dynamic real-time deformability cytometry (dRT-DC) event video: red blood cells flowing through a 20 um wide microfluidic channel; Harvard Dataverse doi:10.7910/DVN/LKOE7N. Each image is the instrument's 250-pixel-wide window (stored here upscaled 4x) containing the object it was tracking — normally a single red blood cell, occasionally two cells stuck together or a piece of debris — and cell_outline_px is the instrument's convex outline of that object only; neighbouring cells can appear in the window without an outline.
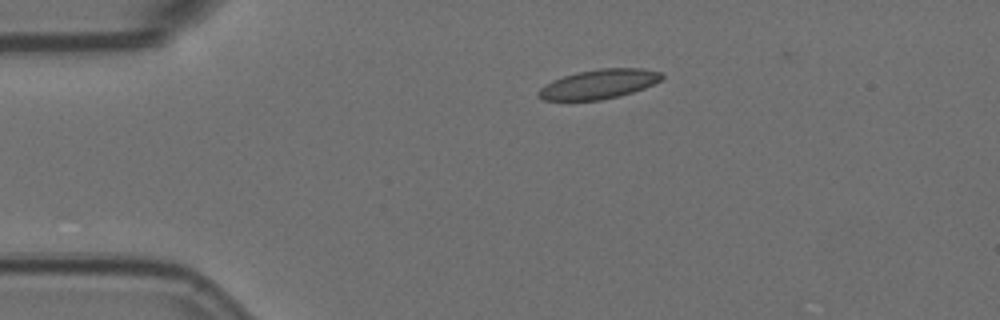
{"species": "Egyptian fruit bat (a non-hibernating species)", "species_latin": "Rousettus aegyptiacus", "temperature_condition": "room temperature", "stored_images_in_passage": 39, "camera_frame_rate_fps": 3000, "um_per_image_px": 0.085, "animal": {"sex": "female"}, "frame": {"image": 1, "passage_image": 1, "time_ms": 0.0, "image_size_px": [1000, 320], "cell_outline_px": [[664, 76], [660, 80], [644, 88], [620, 96], [600, 100], [544, 100], [536, 96], [536, 92], [544, 84], [552, 80], [576, 72], [600, 68], [640, 68], [660, 72]], "centroid_in_image_um": [50.85, 7.15], "position_along_channel_um": 34.1, "area_um2": 21.15}}
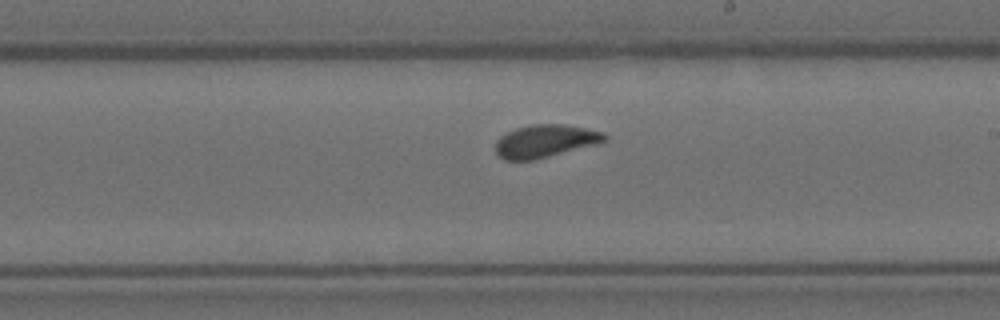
{"frame": {"image": 2, "passage_image": 22, "time_ms": 7.0, "image_size_px": [1000, 320], "cell_outline_px": [[608, 140], [596, 144], [532, 160], [504, 160], [496, 152], [496, 140], [500, 136], [516, 128], [528, 124], [564, 124], [604, 132], [608, 136]], "centroid_in_image_um": [46.34, 11.98], "position_along_channel_um": 242.7, "area_um2": 20.69}}
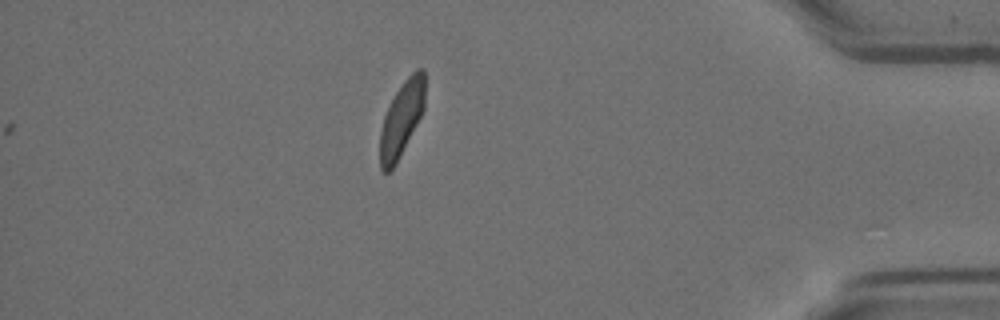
{"frame": {"image": 3, "passage_image": 39, "time_ms": 12.667, "image_size_px": [1000, 320], "cell_outline_px": [[424, 108], [396, 164], [388, 172], [384, 172], [380, 168], [380, 132], [384, 116], [396, 92], [404, 80], [416, 68], [424, 68]], "centroid_in_image_um": [34.13, 10.1], "position_along_channel_um": 401.1, "area_um2": 19.19}, "authors_computed_cell_mechanics": {"area_um2": 20.9814, "velocity_mm_per_s": 3.5556, "shape_relaxation_time_tau1_ms": 6.9382, "shape_relaxation_time_tau2_ms": 0.6445, "deformation_change_tau1": 0.1359, "deformation_change_tau2": 0.0531}}